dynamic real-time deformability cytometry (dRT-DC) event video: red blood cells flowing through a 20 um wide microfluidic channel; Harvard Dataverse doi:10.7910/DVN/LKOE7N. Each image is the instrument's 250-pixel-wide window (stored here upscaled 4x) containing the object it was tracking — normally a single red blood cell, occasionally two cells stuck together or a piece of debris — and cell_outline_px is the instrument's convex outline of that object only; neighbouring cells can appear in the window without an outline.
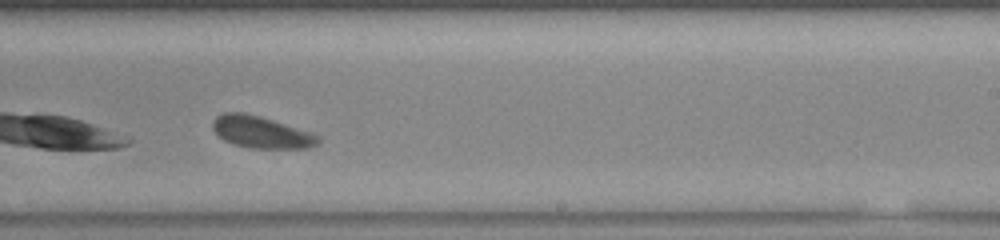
{"species": "common noctule bat (a hibernating species)", "species_latin": "Nyctalus noctula", "temperature_condition": "warm", "stored_images_in_passage": 31, "camera_frame_rate_fps": 3000, "um_per_image_px": 0.085, "animal": {"sex": "female", "body_mass_g": 23.0, "forearm_length_mm": 53.4}, "frame": {"image": 1, "passage_image": 19, "time_ms": 6.0, "image_size_px": [1000, 240], "cell_outline_px": [[320, 144], [308, 148], [252, 148], [232, 144], [224, 140], [212, 128], [212, 120], [216, 116], [224, 112], [244, 112], [260, 116], [312, 132], [320, 136]], "centroid_in_image_um": [22.22, 11.23], "position_along_channel_um": 266.8, "area_um2": 19.77}}